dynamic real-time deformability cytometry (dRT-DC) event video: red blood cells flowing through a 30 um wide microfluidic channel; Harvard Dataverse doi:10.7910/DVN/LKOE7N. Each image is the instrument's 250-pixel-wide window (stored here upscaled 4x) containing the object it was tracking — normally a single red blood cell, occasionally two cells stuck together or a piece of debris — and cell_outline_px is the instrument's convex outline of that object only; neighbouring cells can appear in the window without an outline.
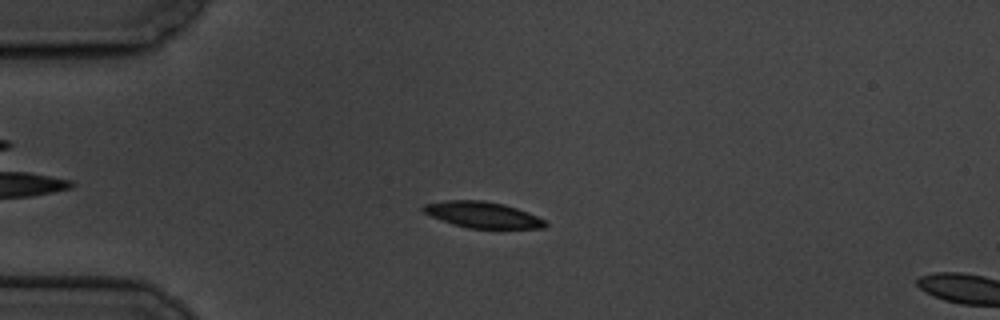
{"species": "common noctule bat (a hibernating species)", "species_latin": "Nyctalus noctula", "temperature_condition": "cold", "stored_images_in_passage": 4, "segment_of_instrument_passage": [1, 2], "camera_frame_rate_fps": 3000, "um_per_image_px": 0.085, "animal": {"sex": "male", "body_mass_g": 19.5, "forearm_length_mm": 54.6}, "frame": {"image": 1, "passage_image": 3, "time_ms": 2.333, "image_size_px": [1000, 320], "cell_outline_px": [[548, 224], [544, 228], [468, 228], [452, 224], [432, 216], [424, 212], [420, 208], [424, 204], [448, 200], [484, 200], [504, 204], [528, 212], [544, 220]], "centroid_in_image_um": [41.01, 18.25], "position_along_channel_um": 44.0, "area_um2": 18.44}}